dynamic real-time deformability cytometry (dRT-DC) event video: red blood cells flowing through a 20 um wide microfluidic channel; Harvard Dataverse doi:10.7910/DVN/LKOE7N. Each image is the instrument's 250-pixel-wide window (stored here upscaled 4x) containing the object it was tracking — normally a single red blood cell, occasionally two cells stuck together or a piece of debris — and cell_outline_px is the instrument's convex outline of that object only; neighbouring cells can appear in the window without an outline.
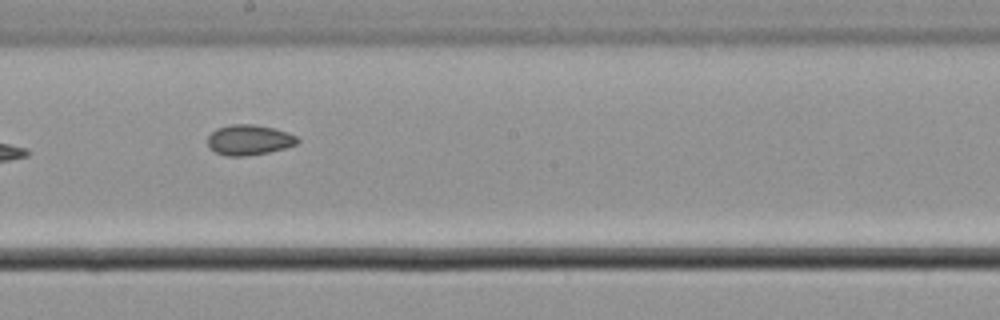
{"species": "common noctule bat (a hibernating species)", "species_latin": "Nyctalus noctula", "temperature_condition": "cold", "stored_images_in_passage": 8, "camera_frame_rate_fps": 3000, "um_per_image_px": 0.085, "animal": {"sex": "male", "body_mass_g": 21.5, "forearm_length_mm": 52.0}, "frame": {"image": 1, "passage_image": 8, "time_ms": 2.333, "image_size_px": [1000, 320], "cell_outline_px": [[300, 140], [296, 144], [284, 148], [268, 152], [244, 156], [228, 156], [216, 152], [208, 144], [208, 136], [216, 128], [232, 124], [252, 124], [272, 128], [288, 132], [296, 136]], "centroid_in_image_um": [21.18, 11.88], "position_along_channel_um": 227.0, "area_um2": 15.66}}